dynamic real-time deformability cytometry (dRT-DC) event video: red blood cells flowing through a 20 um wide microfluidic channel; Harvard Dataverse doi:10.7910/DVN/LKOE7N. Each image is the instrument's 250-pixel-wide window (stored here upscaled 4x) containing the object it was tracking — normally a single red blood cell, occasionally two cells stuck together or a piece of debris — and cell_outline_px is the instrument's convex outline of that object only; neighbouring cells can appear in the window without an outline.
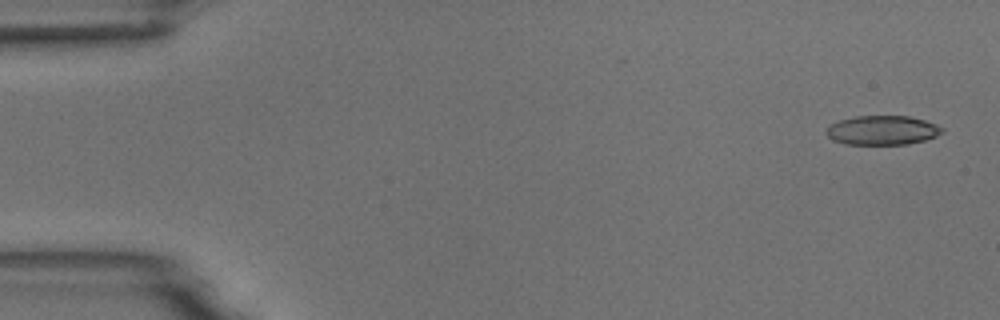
{"species": "common noctule bat (a hibernating species)", "species_latin": "Nyctalus noctula", "temperature_condition": "room temperature", "stored_images_in_passage": 3, "camera_frame_rate_fps": 3000, "um_per_image_px": 0.085, "animal": {"sex": "male", "body_mass_g": 18.8}, "frame": {"image": 1, "passage_image": 1, "time_ms": 0.0, "image_size_px": [1000, 320], "cell_outline_px": [[944, 132], [936, 136], [924, 140], [908, 144], [844, 144], [832, 140], [824, 132], [828, 124], [840, 120], [856, 116], [908, 116], [924, 120], [936, 124], [944, 128]], "centroid_in_image_um": [74.97, 11.07], "position_along_channel_um": 10.0, "area_um2": 19.88}}